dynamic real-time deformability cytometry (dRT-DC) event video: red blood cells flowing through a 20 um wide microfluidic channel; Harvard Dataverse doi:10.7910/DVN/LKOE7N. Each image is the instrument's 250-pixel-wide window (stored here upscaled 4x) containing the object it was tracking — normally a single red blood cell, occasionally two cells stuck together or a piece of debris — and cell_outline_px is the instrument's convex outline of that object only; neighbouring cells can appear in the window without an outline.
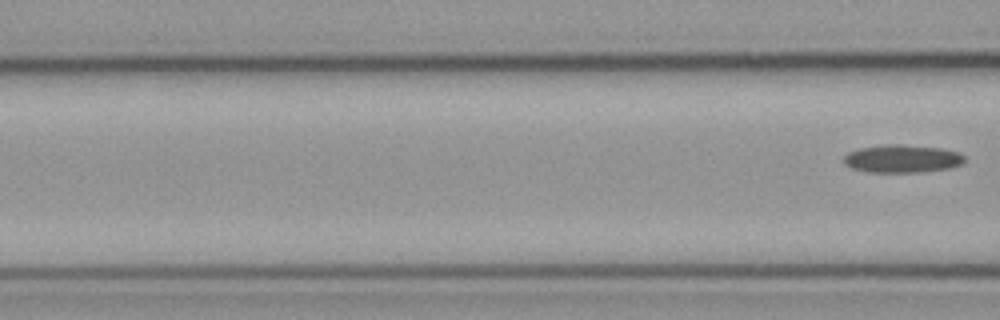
{"species": "common noctule bat (a hibernating species)", "species_latin": "Nyctalus noctula", "temperature_condition": "cold", "stored_images_in_passage": 3, "camera_frame_rate_fps": 3000, "um_per_image_px": 0.085, "animal": {"sex": "male", "body_mass_g": 23.1, "forearm_length_mm": 52.7}, "frame": {"image": 1, "passage_image": 3, "time_ms": 0.667, "image_size_px": [1000, 320], "cell_outline_px": [[964, 160], [960, 164], [948, 168], [920, 172], [868, 172], [852, 168], [844, 164], [844, 156], [848, 152], [856, 148], [896, 144], [944, 148], [960, 152], [964, 156]], "centroid_in_image_um": [76.67, 13.48], "position_along_channel_um": 89.9, "area_um2": 19.59}}